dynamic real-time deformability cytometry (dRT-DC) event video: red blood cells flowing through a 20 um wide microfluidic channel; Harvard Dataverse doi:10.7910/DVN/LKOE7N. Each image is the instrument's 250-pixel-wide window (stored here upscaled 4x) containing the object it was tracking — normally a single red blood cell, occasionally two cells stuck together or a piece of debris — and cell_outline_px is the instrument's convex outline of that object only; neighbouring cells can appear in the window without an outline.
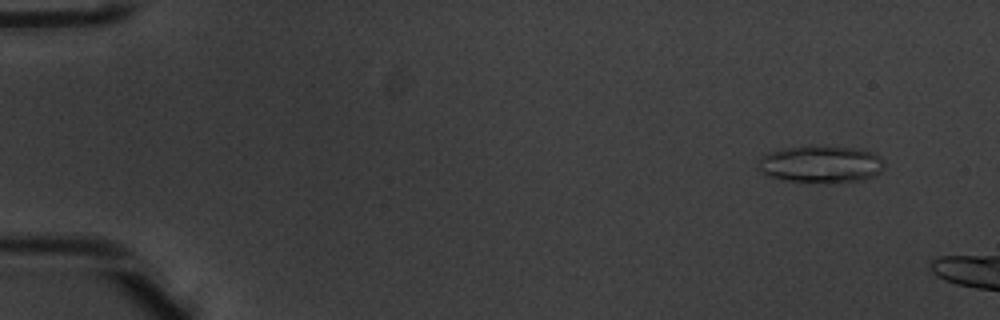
{"species": "common noctule bat (a hibernating species)", "species_latin": "Nyctalus noctula", "temperature_condition": "warm", "stored_images_in_passage": 4, "camera_frame_rate_fps": 3000, "um_per_image_px": 0.085, "animal": {"sex": "male", "body_mass_g": 20.1, "forearm_length_mm": 53.5}, "frame": {"image": 1, "passage_image": 2, "time_ms": 0.333, "image_size_px": [1000, 320], "cell_outline_px": [[884, 168], [880, 172], [872, 176], [860, 180], [780, 180], [768, 176], [760, 172], [760, 160], [768, 152], [784, 148], [852, 148], [868, 152], [880, 156], [884, 160]], "centroid_in_image_um": [69.77, 13.96], "position_along_channel_um": 15.2, "area_um2": 25.61}}